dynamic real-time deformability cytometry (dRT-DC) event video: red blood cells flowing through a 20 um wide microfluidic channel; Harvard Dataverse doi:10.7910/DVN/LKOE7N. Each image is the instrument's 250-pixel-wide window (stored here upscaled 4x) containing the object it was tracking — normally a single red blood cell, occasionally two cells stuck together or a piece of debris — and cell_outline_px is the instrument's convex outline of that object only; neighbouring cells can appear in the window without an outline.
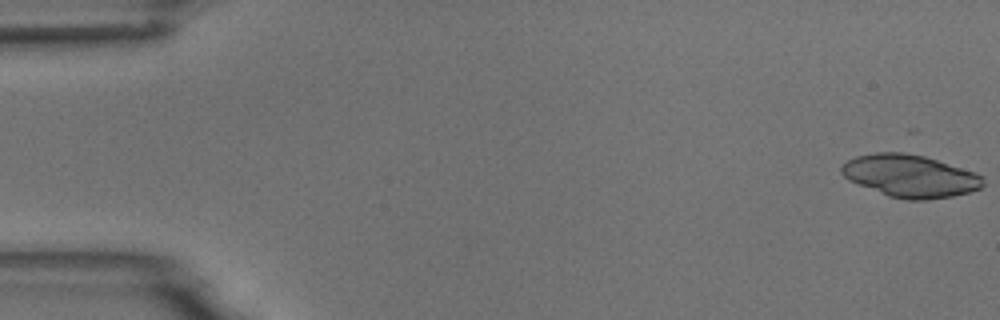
{"species": "common noctule bat (a hibernating species)", "species_latin": "Nyctalus noctula", "temperature_condition": "room temperature", "stored_images_in_passage": 14, "camera_frame_rate_fps": 3000, "um_per_image_px": 0.085, "animal": {"sex": "male", "body_mass_g": 18.8}, "frame": {"image": 1, "passage_image": 1, "time_ms": 0.0, "image_size_px": [1000, 320], "cell_outline_px": [[984, 184], [980, 188], [968, 192], [952, 196], [928, 200], [908, 200], [888, 196], [848, 180], [840, 172], [840, 168], [848, 160], [856, 156], [876, 152], [900, 152], [924, 156], [984, 176]], "centroid_in_image_um": [77.33, 14.96], "position_along_channel_um": 7.7, "area_um2": 34.74}}